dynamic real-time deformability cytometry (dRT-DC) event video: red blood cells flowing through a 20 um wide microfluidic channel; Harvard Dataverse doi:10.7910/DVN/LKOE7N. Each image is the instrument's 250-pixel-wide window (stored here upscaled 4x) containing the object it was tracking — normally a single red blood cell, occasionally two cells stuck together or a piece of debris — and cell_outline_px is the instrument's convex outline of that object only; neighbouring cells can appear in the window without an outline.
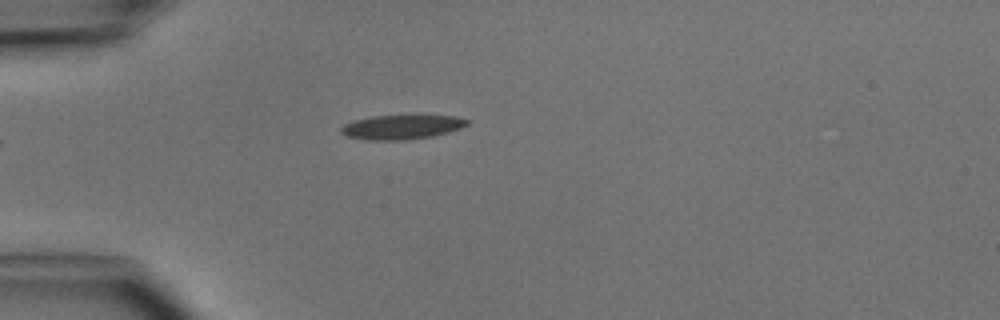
{"species": "common noctule bat (a hibernating species)", "species_latin": "Nyctalus noctula", "temperature_condition": "cold", "stored_images_in_passage": 3, "camera_frame_rate_fps": 3000, "um_per_image_px": 0.085, "animal": {"sex": "male", "body_mass_g": 15.6}, "frame": {"image": 1, "passage_image": 2, "time_ms": 1.333, "image_size_px": [1000, 320], "cell_outline_px": [[468, 124], [460, 128], [448, 132], [432, 136], [404, 140], [364, 140], [344, 136], [340, 132], [340, 128], [344, 124], [352, 120], [372, 116], [456, 116], [468, 120]], "centroid_in_image_um": [34.06, 10.81], "position_along_channel_um": 50.9, "area_um2": 17.86}}